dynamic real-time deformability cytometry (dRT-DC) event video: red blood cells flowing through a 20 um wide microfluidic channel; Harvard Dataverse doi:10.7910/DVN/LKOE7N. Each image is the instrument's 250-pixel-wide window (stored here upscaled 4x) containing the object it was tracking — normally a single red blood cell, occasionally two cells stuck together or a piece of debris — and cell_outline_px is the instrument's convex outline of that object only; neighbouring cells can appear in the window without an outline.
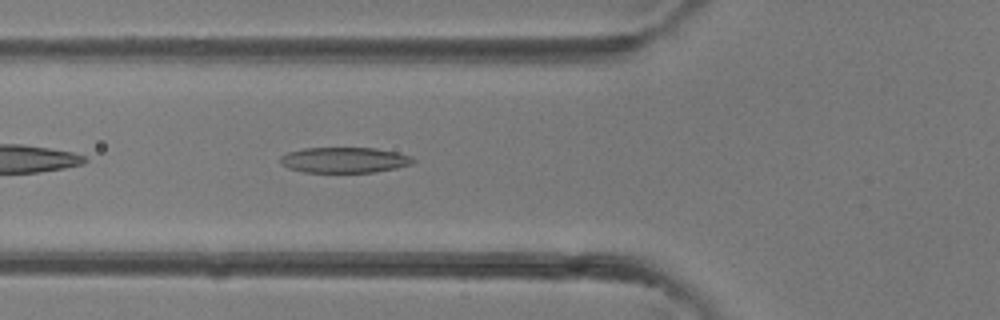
{"species": "common noctule bat (a hibernating species)", "species_latin": "Nyctalus noctula", "temperature_condition": "room temperature", "stored_images_in_passage": 34, "camera_frame_rate_fps": 3000, "um_per_image_px": 0.085, "animal": {"sex": "female"}, "frame": {"image": 1, "passage_image": 8, "time_ms": 2.333, "image_size_px": [1000, 320], "cell_outline_px": [[416, 160], [412, 164], [396, 168], [376, 172], [304, 172], [288, 168], [280, 164], [280, 156], [288, 152], [304, 148], [376, 148], [396, 152], [412, 156]], "centroid_in_image_um": [29.28, 13.6], "position_along_channel_um": 96.5, "area_um2": 19.88}}
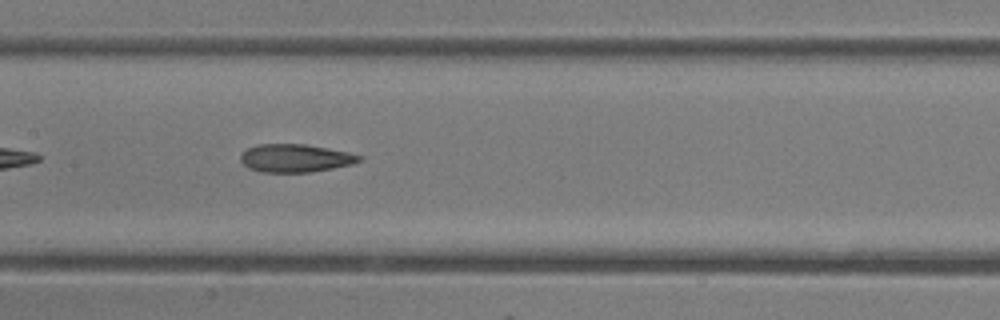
{"frame": {"image": 2, "passage_image": 13, "time_ms": 4.0, "image_size_px": [1000, 320], "cell_outline_px": [[364, 160], [352, 164], [332, 168], [308, 172], [260, 172], [248, 168], [240, 160], [240, 152], [256, 144], [304, 144], [328, 148], [348, 152], [364, 156]], "centroid_in_image_um": [25.1, 13.44], "position_along_channel_um": 182.3, "area_um2": 19.54}}
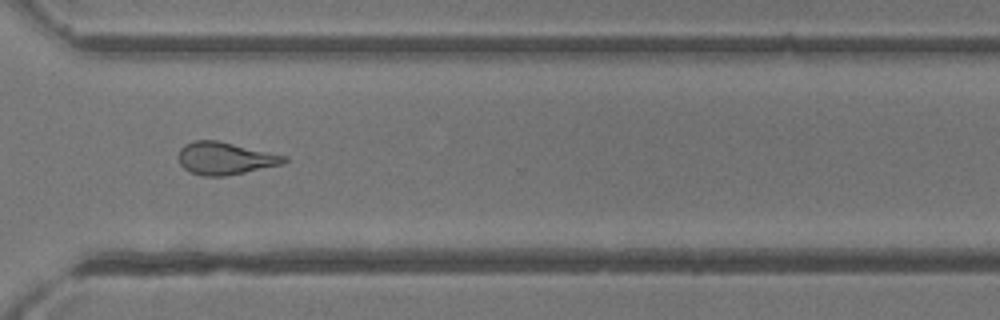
{"frame": {"image": 3, "passage_image": 23, "time_ms": 7.333, "image_size_px": [1000, 320], "cell_outline_px": [[288, 160], [284, 164], [224, 176], [204, 176], [192, 172], [184, 168], [180, 164], [176, 156], [180, 148], [184, 144], [192, 140], [216, 140], [288, 156]], "centroid_in_image_um": [19.11, 13.45], "position_along_channel_um": 351.5, "area_um2": 20.06}}